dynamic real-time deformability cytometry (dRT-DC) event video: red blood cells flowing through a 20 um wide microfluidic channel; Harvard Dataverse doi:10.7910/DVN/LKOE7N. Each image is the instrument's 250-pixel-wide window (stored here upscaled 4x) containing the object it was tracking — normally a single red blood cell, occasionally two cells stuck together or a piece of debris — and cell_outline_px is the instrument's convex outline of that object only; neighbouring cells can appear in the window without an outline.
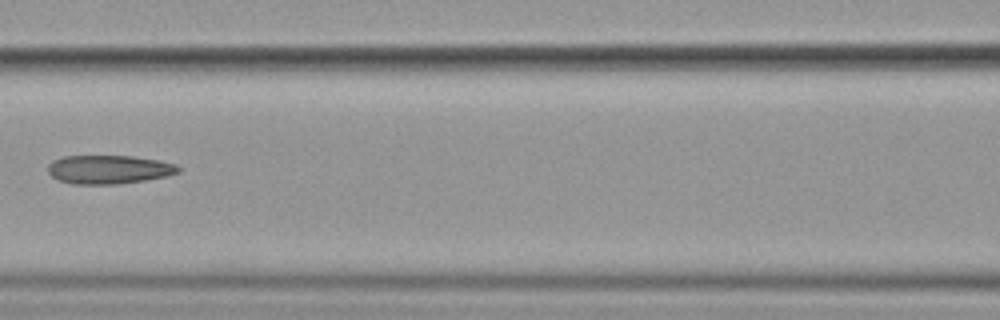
{"species": "common noctule bat (a hibernating species)", "species_latin": "Nyctalus noctula", "temperature_condition": "cold", "stored_images_in_passage": 7, "camera_frame_rate_fps": 3000, "um_per_image_px": 0.085, "animal": {"sex": "female", "body_mass_g": 19.9}, "frame": {"image": 1, "passage_image": 7, "time_ms": 7.0, "image_size_px": [1000, 320], "cell_outline_px": [[180, 172], [168, 176], [144, 180], [116, 184], [72, 184], [56, 180], [48, 172], [48, 164], [52, 160], [64, 156], [132, 156], [160, 160], [176, 164], [180, 168]], "centroid_in_image_um": [9.25, 14.4], "position_along_channel_um": 157.4, "area_um2": 21.96}}